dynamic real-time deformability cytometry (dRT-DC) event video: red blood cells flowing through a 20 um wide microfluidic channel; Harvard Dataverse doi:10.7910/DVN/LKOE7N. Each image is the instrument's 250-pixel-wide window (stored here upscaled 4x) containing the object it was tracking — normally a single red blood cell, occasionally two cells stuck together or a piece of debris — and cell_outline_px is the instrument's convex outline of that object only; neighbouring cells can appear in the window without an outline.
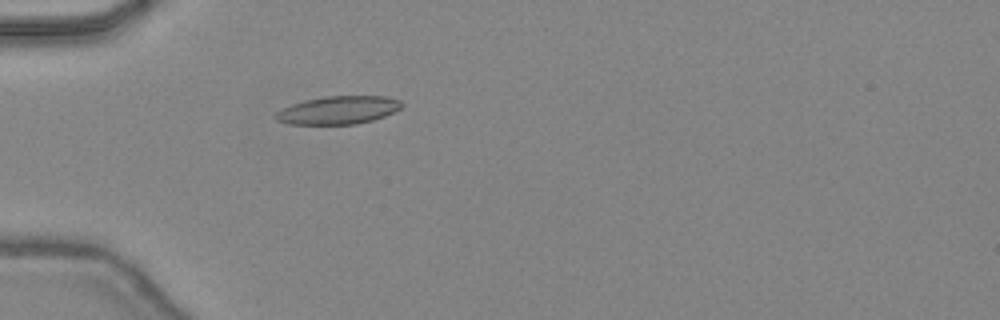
{"species": "common noctule bat (a hibernating species)", "species_latin": "Nyctalus noctula", "temperature_condition": "warm", "stored_images_in_passage": 48, "camera_frame_rate_fps": 3000, "um_per_image_px": 0.085, "animal": {"sex": "female", "body_mass_g": 24.6, "forearm_length_mm": 56.2}, "frame": {"image": 1, "passage_image": 16, "time_ms": 5.0, "image_size_px": [1000, 320], "cell_outline_px": [[404, 104], [400, 108], [384, 116], [372, 120], [356, 124], [288, 124], [276, 120], [272, 116], [280, 108], [304, 100], [324, 96], [388, 96], [400, 100]], "centroid_in_image_um": [28.71, 9.35], "position_along_channel_um": 56.3, "area_um2": 20.75}}
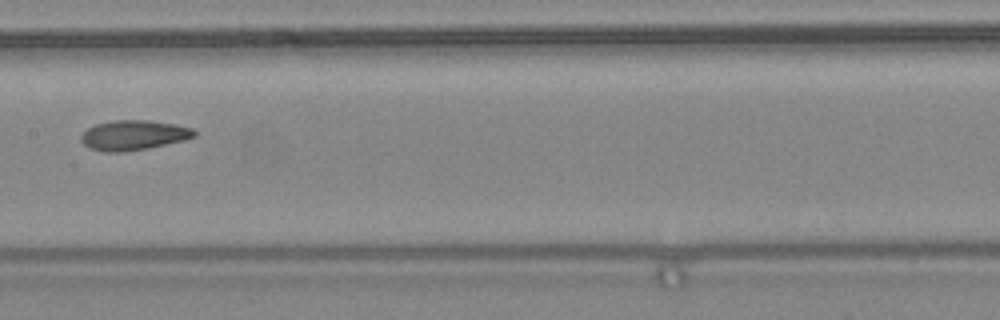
{"frame": {"image": 2, "passage_image": 26, "time_ms": 8.333, "image_size_px": [1000, 320], "cell_outline_px": [[196, 136], [184, 140], [148, 148], [124, 152], [104, 152], [88, 148], [80, 140], [80, 136], [88, 128], [96, 124], [112, 120], [148, 120], [176, 124], [192, 128], [196, 132]], "centroid_in_image_um": [11.34, 11.49], "position_along_channel_um": 196.1, "area_um2": 19.83}}
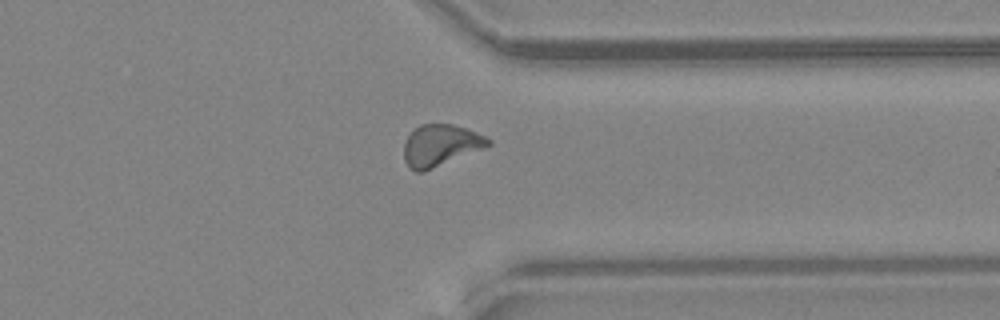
{"frame": {"image": 3, "passage_image": 38, "time_ms": 12.333, "image_size_px": [1000, 320], "cell_outline_px": [[492, 144], [484, 148], [424, 172], [416, 172], [404, 160], [404, 140], [420, 124], [452, 124], [464, 128], [484, 136], [492, 140]], "centroid_in_image_um": [37.43, 12.36], "position_along_channel_um": 374.0, "area_um2": 20.23}, "authors_computed_cell_mechanics": {"area_um2": 19.8254, "velocity_mm_per_s": 4.4822, "shape_relaxation_time_tau1_ms": 6.1034, "shape_relaxation_time_tau2_ms": 2.2862, "deformation_change_tau1": 0.1916, "deformation_change_tau2": 0.0975}}